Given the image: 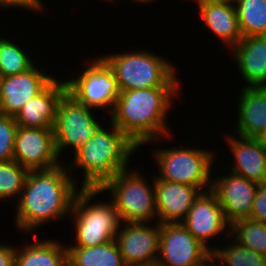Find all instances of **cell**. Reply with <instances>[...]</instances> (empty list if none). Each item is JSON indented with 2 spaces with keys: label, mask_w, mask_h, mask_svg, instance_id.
<instances>
[{
  "label": "cell",
  "mask_w": 266,
  "mask_h": 266,
  "mask_svg": "<svg viewBox=\"0 0 266 266\" xmlns=\"http://www.w3.org/2000/svg\"><path fill=\"white\" fill-rule=\"evenodd\" d=\"M66 166L29 171L16 204L15 223L21 231H35L45 222L71 213L78 190L76 179Z\"/></svg>",
  "instance_id": "1"
},
{
  "label": "cell",
  "mask_w": 266,
  "mask_h": 266,
  "mask_svg": "<svg viewBox=\"0 0 266 266\" xmlns=\"http://www.w3.org/2000/svg\"><path fill=\"white\" fill-rule=\"evenodd\" d=\"M181 87H156L120 91L110 113L115 125L139 148L147 143L163 141L169 136L166 126L172 98L178 96Z\"/></svg>",
  "instance_id": "2"
},
{
  "label": "cell",
  "mask_w": 266,
  "mask_h": 266,
  "mask_svg": "<svg viewBox=\"0 0 266 266\" xmlns=\"http://www.w3.org/2000/svg\"><path fill=\"white\" fill-rule=\"evenodd\" d=\"M111 127L110 131L101 128L90 137L75 151L74 164L67 166L71 173V168L83 169V188H100L118 172L130 169L128 161L139 147L115 125L111 124Z\"/></svg>",
  "instance_id": "3"
},
{
  "label": "cell",
  "mask_w": 266,
  "mask_h": 266,
  "mask_svg": "<svg viewBox=\"0 0 266 266\" xmlns=\"http://www.w3.org/2000/svg\"><path fill=\"white\" fill-rule=\"evenodd\" d=\"M112 68L120 91L156 87H179L176 68L150 51L101 56Z\"/></svg>",
  "instance_id": "4"
},
{
  "label": "cell",
  "mask_w": 266,
  "mask_h": 266,
  "mask_svg": "<svg viewBox=\"0 0 266 266\" xmlns=\"http://www.w3.org/2000/svg\"><path fill=\"white\" fill-rule=\"evenodd\" d=\"M101 192L100 188L81 187L76 193L70 213L76 227L73 246L94 247L115 239L122 221L113 201L90 204Z\"/></svg>",
  "instance_id": "5"
},
{
  "label": "cell",
  "mask_w": 266,
  "mask_h": 266,
  "mask_svg": "<svg viewBox=\"0 0 266 266\" xmlns=\"http://www.w3.org/2000/svg\"><path fill=\"white\" fill-rule=\"evenodd\" d=\"M132 171V172H131ZM136 170H124L108 179L100 189L110 191L111 200L122 223L151 222L157 219L155 187Z\"/></svg>",
  "instance_id": "6"
},
{
  "label": "cell",
  "mask_w": 266,
  "mask_h": 266,
  "mask_svg": "<svg viewBox=\"0 0 266 266\" xmlns=\"http://www.w3.org/2000/svg\"><path fill=\"white\" fill-rule=\"evenodd\" d=\"M210 151L193 147L156 149L153 155L160 171L156 177L208 191L213 179L211 164L215 161L214 153Z\"/></svg>",
  "instance_id": "7"
},
{
  "label": "cell",
  "mask_w": 266,
  "mask_h": 266,
  "mask_svg": "<svg viewBox=\"0 0 266 266\" xmlns=\"http://www.w3.org/2000/svg\"><path fill=\"white\" fill-rule=\"evenodd\" d=\"M91 109L66 91L61 97L53 125L54 141L58 156L64 148L74 151L83 146L102 126L91 114Z\"/></svg>",
  "instance_id": "8"
},
{
  "label": "cell",
  "mask_w": 266,
  "mask_h": 266,
  "mask_svg": "<svg viewBox=\"0 0 266 266\" xmlns=\"http://www.w3.org/2000/svg\"><path fill=\"white\" fill-rule=\"evenodd\" d=\"M92 59L83 73L66 80L67 91L88 108H106L111 113L120 94L116 76L101 56Z\"/></svg>",
  "instance_id": "9"
},
{
  "label": "cell",
  "mask_w": 266,
  "mask_h": 266,
  "mask_svg": "<svg viewBox=\"0 0 266 266\" xmlns=\"http://www.w3.org/2000/svg\"><path fill=\"white\" fill-rule=\"evenodd\" d=\"M211 256L182 223L160 224L158 266H200Z\"/></svg>",
  "instance_id": "10"
},
{
  "label": "cell",
  "mask_w": 266,
  "mask_h": 266,
  "mask_svg": "<svg viewBox=\"0 0 266 266\" xmlns=\"http://www.w3.org/2000/svg\"><path fill=\"white\" fill-rule=\"evenodd\" d=\"M58 159L53 128L17 127L13 160L30 171L52 169Z\"/></svg>",
  "instance_id": "11"
},
{
  "label": "cell",
  "mask_w": 266,
  "mask_h": 266,
  "mask_svg": "<svg viewBox=\"0 0 266 266\" xmlns=\"http://www.w3.org/2000/svg\"><path fill=\"white\" fill-rule=\"evenodd\" d=\"M115 241L126 266L155 264L159 255L160 223L125 222Z\"/></svg>",
  "instance_id": "12"
},
{
  "label": "cell",
  "mask_w": 266,
  "mask_h": 266,
  "mask_svg": "<svg viewBox=\"0 0 266 266\" xmlns=\"http://www.w3.org/2000/svg\"><path fill=\"white\" fill-rule=\"evenodd\" d=\"M181 223L211 252L213 249L207 244L208 240L216 235L224 234L222 231L231 228L216 194L211 189L199 194Z\"/></svg>",
  "instance_id": "13"
},
{
  "label": "cell",
  "mask_w": 266,
  "mask_h": 266,
  "mask_svg": "<svg viewBox=\"0 0 266 266\" xmlns=\"http://www.w3.org/2000/svg\"><path fill=\"white\" fill-rule=\"evenodd\" d=\"M217 177L212 179L211 190L216 194L229 224L250 218L259 184L233 173Z\"/></svg>",
  "instance_id": "14"
},
{
  "label": "cell",
  "mask_w": 266,
  "mask_h": 266,
  "mask_svg": "<svg viewBox=\"0 0 266 266\" xmlns=\"http://www.w3.org/2000/svg\"><path fill=\"white\" fill-rule=\"evenodd\" d=\"M54 79L35 64L25 72L3 77L0 114L15 116L27 101L40 94Z\"/></svg>",
  "instance_id": "15"
},
{
  "label": "cell",
  "mask_w": 266,
  "mask_h": 266,
  "mask_svg": "<svg viewBox=\"0 0 266 266\" xmlns=\"http://www.w3.org/2000/svg\"><path fill=\"white\" fill-rule=\"evenodd\" d=\"M154 181L156 222L181 223L202 191L193 186L161 180L156 176Z\"/></svg>",
  "instance_id": "16"
},
{
  "label": "cell",
  "mask_w": 266,
  "mask_h": 266,
  "mask_svg": "<svg viewBox=\"0 0 266 266\" xmlns=\"http://www.w3.org/2000/svg\"><path fill=\"white\" fill-rule=\"evenodd\" d=\"M67 91L66 81L54 79L40 94L27 101L14 116L18 126L53 128L57 105Z\"/></svg>",
  "instance_id": "17"
},
{
  "label": "cell",
  "mask_w": 266,
  "mask_h": 266,
  "mask_svg": "<svg viewBox=\"0 0 266 266\" xmlns=\"http://www.w3.org/2000/svg\"><path fill=\"white\" fill-rule=\"evenodd\" d=\"M226 138L236 164L230 172L258 184L266 182V147L262 138L240 135Z\"/></svg>",
  "instance_id": "18"
},
{
  "label": "cell",
  "mask_w": 266,
  "mask_h": 266,
  "mask_svg": "<svg viewBox=\"0 0 266 266\" xmlns=\"http://www.w3.org/2000/svg\"><path fill=\"white\" fill-rule=\"evenodd\" d=\"M242 91V92H241ZM238 100L235 135L262 138L266 135V86H243Z\"/></svg>",
  "instance_id": "19"
},
{
  "label": "cell",
  "mask_w": 266,
  "mask_h": 266,
  "mask_svg": "<svg viewBox=\"0 0 266 266\" xmlns=\"http://www.w3.org/2000/svg\"><path fill=\"white\" fill-rule=\"evenodd\" d=\"M199 14L210 31L229 48L243 38L233 0H207L198 2Z\"/></svg>",
  "instance_id": "20"
},
{
  "label": "cell",
  "mask_w": 266,
  "mask_h": 266,
  "mask_svg": "<svg viewBox=\"0 0 266 266\" xmlns=\"http://www.w3.org/2000/svg\"><path fill=\"white\" fill-rule=\"evenodd\" d=\"M231 51L247 86H266V35L243 37Z\"/></svg>",
  "instance_id": "21"
},
{
  "label": "cell",
  "mask_w": 266,
  "mask_h": 266,
  "mask_svg": "<svg viewBox=\"0 0 266 266\" xmlns=\"http://www.w3.org/2000/svg\"><path fill=\"white\" fill-rule=\"evenodd\" d=\"M58 240H40L16 250L15 266H68V250Z\"/></svg>",
  "instance_id": "22"
},
{
  "label": "cell",
  "mask_w": 266,
  "mask_h": 266,
  "mask_svg": "<svg viewBox=\"0 0 266 266\" xmlns=\"http://www.w3.org/2000/svg\"><path fill=\"white\" fill-rule=\"evenodd\" d=\"M68 266H126L114 240L99 246H67Z\"/></svg>",
  "instance_id": "23"
},
{
  "label": "cell",
  "mask_w": 266,
  "mask_h": 266,
  "mask_svg": "<svg viewBox=\"0 0 266 266\" xmlns=\"http://www.w3.org/2000/svg\"><path fill=\"white\" fill-rule=\"evenodd\" d=\"M243 37L266 35V0H233Z\"/></svg>",
  "instance_id": "24"
},
{
  "label": "cell",
  "mask_w": 266,
  "mask_h": 266,
  "mask_svg": "<svg viewBox=\"0 0 266 266\" xmlns=\"http://www.w3.org/2000/svg\"><path fill=\"white\" fill-rule=\"evenodd\" d=\"M228 231L239 244L266 257V222L241 219L232 223Z\"/></svg>",
  "instance_id": "25"
},
{
  "label": "cell",
  "mask_w": 266,
  "mask_h": 266,
  "mask_svg": "<svg viewBox=\"0 0 266 266\" xmlns=\"http://www.w3.org/2000/svg\"><path fill=\"white\" fill-rule=\"evenodd\" d=\"M232 245L213 248L212 256L223 266H266V257L245 248L234 239Z\"/></svg>",
  "instance_id": "26"
},
{
  "label": "cell",
  "mask_w": 266,
  "mask_h": 266,
  "mask_svg": "<svg viewBox=\"0 0 266 266\" xmlns=\"http://www.w3.org/2000/svg\"><path fill=\"white\" fill-rule=\"evenodd\" d=\"M29 170L15 160L0 162V200L18 197L24 188Z\"/></svg>",
  "instance_id": "27"
},
{
  "label": "cell",
  "mask_w": 266,
  "mask_h": 266,
  "mask_svg": "<svg viewBox=\"0 0 266 266\" xmlns=\"http://www.w3.org/2000/svg\"><path fill=\"white\" fill-rule=\"evenodd\" d=\"M33 65L34 63L20 46L0 37V72L3 77L25 72Z\"/></svg>",
  "instance_id": "28"
},
{
  "label": "cell",
  "mask_w": 266,
  "mask_h": 266,
  "mask_svg": "<svg viewBox=\"0 0 266 266\" xmlns=\"http://www.w3.org/2000/svg\"><path fill=\"white\" fill-rule=\"evenodd\" d=\"M17 127L14 116L0 114V162L13 160Z\"/></svg>",
  "instance_id": "29"
},
{
  "label": "cell",
  "mask_w": 266,
  "mask_h": 266,
  "mask_svg": "<svg viewBox=\"0 0 266 266\" xmlns=\"http://www.w3.org/2000/svg\"><path fill=\"white\" fill-rule=\"evenodd\" d=\"M250 218L266 222V182L258 185Z\"/></svg>",
  "instance_id": "30"
},
{
  "label": "cell",
  "mask_w": 266,
  "mask_h": 266,
  "mask_svg": "<svg viewBox=\"0 0 266 266\" xmlns=\"http://www.w3.org/2000/svg\"><path fill=\"white\" fill-rule=\"evenodd\" d=\"M0 7L26 8L31 11L43 12L44 5L41 0H0Z\"/></svg>",
  "instance_id": "31"
},
{
  "label": "cell",
  "mask_w": 266,
  "mask_h": 266,
  "mask_svg": "<svg viewBox=\"0 0 266 266\" xmlns=\"http://www.w3.org/2000/svg\"><path fill=\"white\" fill-rule=\"evenodd\" d=\"M0 243V266L16 265V247Z\"/></svg>",
  "instance_id": "32"
},
{
  "label": "cell",
  "mask_w": 266,
  "mask_h": 266,
  "mask_svg": "<svg viewBox=\"0 0 266 266\" xmlns=\"http://www.w3.org/2000/svg\"><path fill=\"white\" fill-rule=\"evenodd\" d=\"M209 266H223V265H221L219 262H217V260L213 256H211L209 258Z\"/></svg>",
  "instance_id": "33"
},
{
  "label": "cell",
  "mask_w": 266,
  "mask_h": 266,
  "mask_svg": "<svg viewBox=\"0 0 266 266\" xmlns=\"http://www.w3.org/2000/svg\"><path fill=\"white\" fill-rule=\"evenodd\" d=\"M132 1H134V2H136V3H137V2H138V3H141V2H142V3H147V2H148V3H149V2L151 3V1L154 2L155 0H132Z\"/></svg>",
  "instance_id": "34"
},
{
  "label": "cell",
  "mask_w": 266,
  "mask_h": 266,
  "mask_svg": "<svg viewBox=\"0 0 266 266\" xmlns=\"http://www.w3.org/2000/svg\"><path fill=\"white\" fill-rule=\"evenodd\" d=\"M132 266H158V264L155 263V264H147V265H132Z\"/></svg>",
  "instance_id": "35"
},
{
  "label": "cell",
  "mask_w": 266,
  "mask_h": 266,
  "mask_svg": "<svg viewBox=\"0 0 266 266\" xmlns=\"http://www.w3.org/2000/svg\"><path fill=\"white\" fill-rule=\"evenodd\" d=\"M3 75L0 72V92H1V85H2Z\"/></svg>",
  "instance_id": "36"
},
{
  "label": "cell",
  "mask_w": 266,
  "mask_h": 266,
  "mask_svg": "<svg viewBox=\"0 0 266 266\" xmlns=\"http://www.w3.org/2000/svg\"><path fill=\"white\" fill-rule=\"evenodd\" d=\"M262 140H263L265 147H266V135L264 137H262Z\"/></svg>",
  "instance_id": "37"
},
{
  "label": "cell",
  "mask_w": 266,
  "mask_h": 266,
  "mask_svg": "<svg viewBox=\"0 0 266 266\" xmlns=\"http://www.w3.org/2000/svg\"><path fill=\"white\" fill-rule=\"evenodd\" d=\"M200 266H209V260L206 263H204V264H202Z\"/></svg>",
  "instance_id": "38"
},
{
  "label": "cell",
  "mask_w": 266,
  "mask_h": 266,
  "mask_svg": "<svg viewBox=\"0 0 266 266\" xmlns=\"http://www.w3.org/2000/svg\"><path fill=\"white\" fill-rule=\"evenodd\" d=\"M202 1H207V0H194V2H196V3L202 2Z\"/></svg>",
  "instance_id": "39"
}]
</instances>
